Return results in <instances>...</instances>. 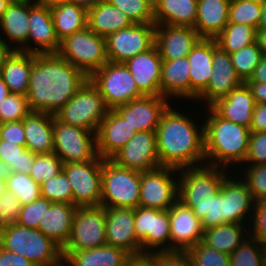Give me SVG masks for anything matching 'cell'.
Instances as JSON below:
<instances>
[{"instance_id":"obj_28","label":"cell","mask_w":266,"mask_h":266,"mask_svg":"<svg viewBox=\"0 0 266 266\" xmlns=\"http://www.w3.org/2000/svg\"><path fill=\"white\" fill-rule=\"evenodd\" d=\"M231 0H197L194 29L202 39H215L228 24Z\"/></svg>"},{"instance_id":"obj_70","label":"cell","mask_w":266,"mask_h":266,"mask_svg":"<svg viewBox=\"0 0 266 266\" xmlns=\"http://www.w3.org/2000/svg\"><path fill=\"white\" fill-rule=\"evenodd\" d=\"M10 4L7 0H0V19L3 16V13L6 11L7 6Z\"/></svg>"},{"instance_id":"obj_71","label":"cell","mask_w":266,"mask_h":266,"mask_svg":"<svg viewBox=\"0 0 266 266\" xmlns=\"http://www.w3.org/2000/svg\"><path fill=\"white\" fill-rule=\"evenodd\" d=\"M10 3H25V2H32L33 0H7Z\"/></svg>"},{"instance_id":"obj_38","label":"cell","mask_w":266,"mask_h":266,"mask_svg":"<svg viewBox=\"0 0 266 266\" xmlns=\"http://www.w3.org/2000/svg\"><path fill=\"white\" fill-rule=\"evenodd\" d=\"M244 228L246 226L233 223L207 228L204 229L202 242L210 248L230 255L250 234L246 233Z\"/></svg>"},{"instance_id":"obj_34","label":"cell","mask_w":266,"mask_h":266,"mask_svg":"<svg viewBox=\"0 0 266 266\" xmlns=\"http://www.w3.org/2000/svg\"><path fill=\"white\" fill-rule=\"evenodd\" d=\"M69 266H127L130 254L123 249L105 244L97 248L73 253H62Z\"/></svg>"},{"instance_id":"obj_20","label":"cell","mask_w":266,"mask_h":266,"mask_svg":"<svg viewBox=\"0 0 266 266\" xmlns=\"http://www.w3.org/2000/svg\"><path fill=\"white\" fill-rule=\"evenodd\" d=\"M201 39L192 27L156 25L155 45L163 61L187 57Z\"/></svg>"},{"instance_id":"obj_14","label":"cell","mask_w":266,"mask_h":266,"mask_svg":"<svg viewBox=\"0 0 266 266\" xmlns=\"http://www.w3.org/2000/svg\"><path fill=\"white\" fill-rule=\"evenodd\" d=\"M134 228L141 253L171 250L169 209L135 208Z\"/></svg>"},{"instance_id":"obj_18","label":"cell","mask_w":266,"mask_h":266,"mask_svg":"<svg viewBox=\"0 0 266 266\" xmlns=\"http://www.w3.org/2000/svg\"><path fill=\"white\" fill-rule=\"evenodd\" d=\"M212 79L207 88L197 97L205 100L210 107L218 99L226 97L232 90L244 82L237 75L229 53L223 51L213 39Z\"/></svg>"},{"instance_id":"obj_59","label":"cell","mask_w":266,"mask_h":266,"mask_svg":"<svg viewBox=\"0 0 266 266\" xmlns=\"http://www.w3.org/2000/svg\"><path fill=\"white\" fill-rule=\"evenodd\" d=\"M266 131V104L256 103L252 115L250 132Z\"/></svg>"},{"instance_id":"obj_19","label":"cell","mask_w":266,"mask_h":266,"mask_svg":"<svg viewBox=\"0 0 266 266\" xmlns=\"http://www.w3.org/2000/svg\"><path fill=\"white\" fill-rule=\"evenodd\" d=\"M107 244L123 249L130 255L141 253V244L134 228V209L105 208Z\"/></svg>"},{"instance_id":"obj_51","label":"cell","mask_w":266,"mask_h":266,"mask_svg":"<svg viewBox=\"0 0 266 266\" xmlns=\"http://www.w3.org/2000/svg\"><path fill=\"white\" fill-rule=\"evenodd\" d=\"M50 204V201L41 196L33 203L22 206L16 223L24 227L38 229L39 223L45 212L48 211Z\"/></svg>"},{"instance_id":"obj_23","label":"cell","mask_w":266,"mask_h":266,"mask_svg":"<svg viewBox=\"0 0 266 266\" xmlns=\"http://www.w3.org/2000/svg\"><path fill=\"white\" fill-rule=\"evenodd\" d=\"M163 60L156 45L137 54L124 64L132 74L138 90L144 96L161 95V71Z\"/></svg>"},{"instance_id":"obj_73","label":"cell","mask_w":266,"mask_h":266,"mask_svg":"<svg viewBox=\"0 0 266 266\" xmlns=\"http://www.w3.org/2000/svg\"><path fill=\"white\" fill-rule=\"evenodd\" d=\"M264 266H266V246H265V252H264Z\"/></svg>"},{"instance_id":"obj_55","label":"cell","mask_w":266,"mask_h":266,"mask_svg":"<svg viewBox=\"0 0 266 266\" xmlns=\"http://www.w3.org/2000/svg\"><path fill=\"white\" fill-rule=\"evenodd\" d=\"M248 165L266 163V131L251 132L249 138V149L245 159Z\"/></svg>"},{"instance_id":"obj_67","label":"cell","mask_w":266,"mask_h":266,"mask_svg":"<svg viewBox=\"0 0 266 266\" xmlns=\"http://www.w3.org/2000/svg\"><path fill=\"white\" fill-rule=\"evenodd\" d=\"M7 190L6 172L0 168V196Z\"/></svg>"},{"instance_id":"obj_60","label":"cell","mask_w":266,"mask_h":266,"mask_svg":"<svg viewBox=\"0 0 266 266\" xmlns=\"http://www.w3.org/2000/svg\"><path fill=\"white\" fill-rule=\"evenodd\" d=\"M127 266H158L156 251L130 255Z\"/></svg>"},{"instance_id":"obj_49","label":"cell","mask_w":266,"mask_h":266,"mask_svg":"<svg viewBox=\"0 0 266 266\" xmlns=\"http://www.w3.org/2000/svg\"><path fill=\"white\" fill-rule=\"evenodd\" d=\"M192 266H230L229 254L206 246L202 241L187 249Z\"/></svg>"},{"instance_id":"obj_65","label":"cell","mask_w":266,"mask_h":266,"mask_svg":"<svg viewBox=\"0 0 266 266\" xmlns=\"http://www.w3.org/2000/svg\"><path fill=\"white\" fill-rule=\"evenodd\" d=\"M68 2L74 3L75 5L90 9L102 0H67Z\"/></svg>"},{"instance_id":"obj_10","label":"cell","mask_w":266,"mask_h":266,"mask_svg":"<svg viewBox=\"0 0 266 266\" xmlns=\"http://www.w3.org/2000/svg\"><path fill=\"white\" fill-rule=\"evenodd\" d=\"M107 244L105 208L79 206L75 210L71 235L62 253H73Z\"/></svg>"},{"instance_id":"obj_63","label":"cell","mask_w":266,"mask_h":266,"mask_svg":"<svg viewBox=\"0 0 266 266\" xmlns=\"http://www.w3.org/2000/svg\"><path fill=\"white\" fill-rule=\"evenodd\" d=\"M1 37L3 36L0 35V77H1V70L3 65L5 64V61L14 51L13 45L12 46L9 45L7 41L4 40L5 38Z\"/></svg>"},{"instance_id":"obj_2","label":"cell","mask_w":266,"mask_h":266,"mask_svg":"<svg viewBox=\"0 0 266 266\" xmlns=\"http://www.w3.org/2000/svg\"><path fill=\"white\" fill-rule=\"evenodd\" d=\"M155 134L161 166L179 170L205 165L204 124L198 126L192 118L169 105Z\"/></svg>"},{"instance_id":"obj_66","label":"cell","mask_w":266,"mask_h":266,"mask_svg":"<svg viewBox=\"0 0 266 266\" xmlns=\"http://www.w3.org/2000/svg\"><path fill=\"white\" fill-rule=\"evenodd\" d=\"M9 93L10 91H9L7 84L0 77V103L2 102V100H4L8 96Z\"/></svg>"},{"instance_id":"obj_54","label":"cell","mask_w":266,"mask_h":266,"mask_svg":"<svg viewBox=\"0 0 266 266\" xmlns=\"http://www.w3.org/2000/svg\"><path fill=\"white\" fill-rule=\"evenodd\" d=\"M225 223V208H224V181L220 192L211 197L209 214L202 220V228L207 229Z\"/></svg>"},{"instance_id":"obj_22","label":"cell","mask_w":266,"mask_h":266,"mask_svg":"<svg viewBox=\"0 0 266 266\" xmlns=\"http://www.w3.org/2000/svg\"><path fill=\"white\" fill-rule=\"evenodd\" d=\"M28 53H58L61 42L54 27L50 7L30 2ZM33 42L37 47L29 46Z\"/></svg>"},{"instance_id":"obj_45","label":"cell","mask_w":266,"mask_h":266,"mask_svg":"<svg viewBox=\"0 0 266 266\" xmlns=\"http://www.w3.org/2000/svg\"><path fill=\"white\" fill-rule=\"evenodd\" d=\"M124 12L133 23L154 24L153 0H106Z\"/></svg>"},{"instance_id":"obj_64","label":"cell","mask_w":266,"mask_h":266,"mask_svg":"<svg viewBox=\"0 0 266 266\" xmlns=\"http://www.w3.org/2000/svg\"><path fill=\"white\" fill-rule=\"evenodd\" d=\"M256 42L258 47L262 50L263 55H266V29L258 28L256 30Z\"/></svg>"},{"instance_id":"obj_56","label":"cell","mask_w":266,"mask_h":266,"mask_svg":"<svg viewBox=\"0 0 266 266\" xmlns=\"http://www.w3.org/2000/svg\"><path fill=\"white\" fill-rule=\"evenodd\" d=\"M158 266H192L187 250L156 251Z\"/></svg>"},{"instance_id":"obj_4","label":"cell","mask_w":266,"mask_h":266,"mask_svg":"<svg viewBox=\"0 0 266 266\" xmlns=\"http://www.w3.org/2000/svg\"><path fill=\"white\" fill-rule=\"evenodd\" d=\"M228 173L224 168L206 164L179 169L178 200L202 221L209 214L211 197L220 192Z\"/></svg>"},{"instance_id":"obj_69","label":"cell","mask_w":266,"mask_h":266,"mask_svg":"<svg viewBox=\"0 0 266 266\" xmlns=\"http://www.w3.org/2000/svg\"><path fill=\"white\" fill-rule=\"evenodd\" d=\"M258 28L266 29V2L261 6V18Z\"/></svg>"},{"instance_id":"obj_40","label":"cell","mask_w":266,"mask_h":266,"mask_svg":"<svg viewBox=\"0 0 266 266\" xmlns=\"http://www.w3.org/2000/svg\"><path fill=\"white\" fill-rule=\"evenodd\" d=\"M215 40L223 51L232 54L256 42V29L246 24L228 23Z\"/></svg>"},{"instance_id":"obj_26","label":"cell","mask_w":266,"mask_h":266,"mask_svg":"<svg viewBox=\"0 0 266 266\" xmlns=\"http://www.w3.org/2000/svg\"><path fill=\"white\" fill-rule=\"evenodd\" d=\"M235 178L237 177L230 176L224 180L225 223L245 225L248 216L249 221L252 218V213L249 212H253L255 200L246 183L240 180L241 177L239 180Z\"/></svg>"},{"instance_id":"obj_30","label":"cell","mask_w":266,"mask_h":266,"mask_svg":"<svg viewBox=\"0 0 266 266\" xmlns=\"http://www.w3.org/2000/svg\"><path fill=\"white\" fill-rule=\"evenodd\" d=\"M25 146L33 153L54 151L53 114L31 112L23 119Z\"/></svg>"},{"instance_id":"obj_12","label":"cell","mask_w":266,"mask_h":266,"mask_svg":"<svg viewBox=\"0 0 266 266\" xmlns=\"http://www.w3.org/2000/svg\"><path fill=\"white\" fill-rule=\"evenodd\" d=\"M54 153L65 164L88 162L97 154L96 134L93 131L60 122L53 115Z\"/></svg>"},{"instance_id":"obj_58","label":"cell","mask_w":266,"mask_h":266,"mask_svg":"<svg viewBox=\"0 0 266 266\" xmlns=\"http://www.w3.org/2000/svg\"><path fill=\"white\" fill-rule=\"evenodd\" d=\"M0 266H36L22 255L8 252L0 247Z\"/></svg>"},{"instance_id":"obj_15","label":"cell","mask_w":266,"mask_h":266,"mask_svg":"<svg viewBox=\"0 0 266 266\" xmlns=\"http://www.w3.org/2000/svg\"><path fill=\"white\" fill-rule=\"evenodd\" d=\"M155 24L134 23L108 35L106 53L109 62L125 63L155 45Z\"/></svg>"},{"instance_id":"obj_39","label":"cell","mask_w":266,"mask_h":266,"mask_svg":"<svg viewBox=\"0 0 266 266\" xmlns=\"http://www.w3.org/2000/svg\"><path fill=\"white\" fill-rule=\"evenodd\" d=\"M36 155L26 146L0 140V168L5 172L29 174Z\"/></svg>"},{"instance_id":"obj_1","label":"cell","mask_w":266,"mask_h":266,"mask_svg":"<svg viewBox=\"0 0 266 266\" xmlns=\"http://www.w3.org/2000/svg\"><path fill=\"white\" fill-rule=\"evenodd\" d=\"M88 79L58 53L33 54L26 95L30 109L56 114Z\"/></svg>"},{"instance_id":"obj_43","label":"cell","mask_w":266,"mask_h":266,"mask_svg":"<svg viewBox=\"0 0 266 266\" xmlns=\"http://www.w3.org/2000/svg\"><path fill=\"white\" fill-rule=\"evenodd\" d=\"M234 69L239 78L245 83L252 76L255 68L263 56L262 50L257 42L241 48L239 51L230 54Z\"/></svg>"},{"instance_id":"obj_41","label":"cell","mask_w":266,"mask_h":266,"mask_svg":"<svg viewBox=\"0 0 266 266\" xmlns=\"http://www.w3.org/2000/svg\"><path fill=\"white\" fill-rule=\"evenodd\" d=\"M7 190L10 191L22 206L28 205L41 197V186L29 174L6 172Z\"/></svg>"},{"instance_id":"obj_8","label":"cell","mask_w":266,"mask_h":266,"mask_svg":"<svg viewBox=\"0 0 266 266\" xmlns=\"http://www.w3.org/2000/svg\"><path fill=\"white\" fill-rule=\"evenodd\" d=\"M108 111L99 90L88 79L54 116L60 122L96 133Z\"/></svg>"},{"instance_id":"obj_13","label":"cell","mask_w":266,"mask_h":266,"mask_svg":"<svg viewBox=\"0 0 266 266\" xmlns=\"http://www.w3.org/2000/svg\"><path fill=\"white\" fill-rule=\"evenodd\" d=\"M177 171L172 167L160 166L141 172L139 206L168 210L178 200L177 177L174 180Z\"/></svg>"},{"instance_id":"obj_46","label":"cell","mask_w":266,"mask_h":266,"mask_svg":"<svg viewBox=\"0 0 266 266\" xmlns=\"http://www.w3.org/2000/svg\"><path fill=\"white\" fill-rule=\"evenodd\" d=\"M63 164L54 152L37 154L29 175L41 185L57 176L62 171Z\"/></svg>"},{"instance_id":"obj_29","label":"cell","mask_w":266,"mask_h":266,"mask_svg":"<svg viewBox=\"0 0 266 266\" xmlns=\"http://www.w3.org/2000/svg\"><path fill=\"white\" fill-rule=\"evenodd\" d=\"M76 209L74 204L51 203L38 229L63 249L71 235Z\"/></svg>"},{"instance_id":"obj_3","label":"cell","mask_w":266,"mask_h":266,"mask_svg":"<svg viewBox=\"0 0 266 266\" xmlns=\"http://www.w3.org/2000/svg\"><path fill=\"white\" fill-rule=\"evenodd\" d=\"M204 123L205 164L227 169L244 164L249 149L250 128L221 118L211 107ZM236 163V164H235Z\"/></svg>"},{"instance_id":"obj_61","label":"cell","mask_w":266,"mask_h":266,"mask_svg":"<svg viewBox=\"0 0 266 266\" xmlns=\"http://www.w3.org/2000/svg\"><path fill=\"white\" fill-rule=\"evenodd\" d=\"M251 90L255 103L266 104V83L245 82Z\"/></svg>"},{"instance_id":"obj_31","label":"cell","mask_w":266,"mask_h":266,"mask_svg":"<svg viewBox=\"0 0 266 266\" xmlns=\"http://www.w3.org/2000/svg\"><path fill=\"white\" fill-rule=\"evenodd\" d=\"M29 11L30 2L10 3L0 19V30L16 45L14 50L28 52Z\"/></svg>"},{"instance_id":"obj_27","label":"cell","mask_w":266,"mask_h":266,"mask_svg":"<svg viewBox=\"0 0 266 266\" xmlns=\"http://www.w3.org/2000/svg\"><path fill=\"white\" fill-rule=\"evenodd\" d=\"M187 59L190 68V99L197 101L212 79L213 39H201Z\"/></svg>"},{"instance_id":"obj_16","label":"cell","mask_w":266,"mask_h":266,"mask_svg":"<svg viewBox=\"0 0 266 266\" xmlns=\"http://www.w3.org/2000/svg\"><path fill=\"white\" fill-rule=\"evenodd\" d=\"M110 160L120 167L139 172L160 167L155 132H137Z\"/></svg>"},{"instance_id":"obj_33","label":"cell","mask_w":266,"mask_h":266,"mask_svg":"<svg viewBox=\"0 0 266 266\" xmlns=\"http://www.w3.org/2000/svg\"><path fill=\"white\" fill-rule=\"evenodd\" d=\"M134 24L120 9L102 0L88 9L87 27L99 36L108 35Z\"/></svg>"},{"instance_id":"obj_21","label":"cell","mask_w":266,"mask_h":266,"mask_svg":"<svg viewBox=\"0 0 266 266\" xmlns=\"http://www.w3.org/2000/svg\"><path fill=\"white\" fill-rule=\"evenodd\" d=\"M171 250H187L203 239L202 221L177 200L169 208Z\"/></svg>"},{"instance_id":"obj_52","label":"cell","mask_w":266,"mask_h":266,"mask_svg":"<svg viewBox=\"0 0 266 266\" xmlns=\"http://www.w3.org/2000/svg\"><path fill=\"white\" fill-rule=\"evenodd\" d=\"M22 205L10 191L0 196V228L15 224L19 218Z\"/></svg>"},{"instance_id":"obj_62","label":"cell","mask_w":266,"mask_h":266,"mask_svg":"<svg viewBox=\"0 0 266 266\" xmlns=\"http://www.w3.org/2000/svg\"><path fill=\"white\" fill-rule=\"evenodd\" d=\"M246 82L266 83V55L262 56L260 63Z\"/></svg>"},{"instance_id":"obj_68","label":"cell","mask_w":266,"mask_h":266,"mask_svg":"<svg viewBox=\"0 0 266 266\" xmlns=\"http://www.w3.org/2000/svg\"><path fill=\"white\" fill-rule=\"evenodd\" d=\"M64 1H67V0H36V1L34 0L32 2H34L35 4H38V5L51 7L53 5L62 3Z\"/></svg>"},{"instance_id":"obj_36","label":"cell","mask_w":266,"mask_h":266,"mask_svg":"<svg viewBox=\"0 0 266 266\" xmlns=\"http://www.w3.org/2000/svg\"><path fill=\"white\" fill-rule=\"evenodd\" d=\"M32 64L33 53L14 50L7 58L1 70V78L10 93L27 95Z\"/></svg>"},{"instance_id":"obj_35","label":"cell","mask_w":266,"mask_h":266,"mask_svg":"<svg viewBox=\"0 0 266 266\" xmlns=\"http://www.w3.org/2000/svg\"><path fill=\"white\" fill-rule=\"evenodd\" d=\"M187 57L163 61L161 71V96L169 99H190V72Z\"/></svg>"},{"instance_id":"obj_7","label":"cell","mask_w":266,"mask_h":266,"mask_svg":"<svg viewBox=\"0 0 266 266\" xmlns=\"http://www.w3.org/2000/svg\"><path fill=\"white\" fill-rule=\"evenodd\" d=\"M58 54L88 78L108 62L105 37L88 27L62 40Z\"/></svg>"},{"instance_id":"obj_42","label":"cell","mask_w":266,"mask_h":266,"mask_svg":"<svg viewBox=\"0 0 266 266\" xmlns=\"http://www.w3.org/2000/svg\"><path fill=\"white\" fill-rule=\"evenodd\" d=\"M264 252L265 246L248 236L247 240L229 255L230 266H264Z\"/></svg>"},{"instance_id":"obj_74","label":"cell","mask_w":266,"mask_h":266,"mask_svg":"<svg viewBox=\"0 0 266 266\" xmlns=\"http://www.w3.org/2000/svg\"><path fill=\"white\" fill-rule=\"evenodd\" d=\"M58 266H68V265H64V261L60 264V265H58Z\"/></svg>"},{"instance_id":"obj_37","label":"cell","mask_w":266,"mask_h":266,"mask_svg":"<svg viewBox=\"0 0 266 266\" xmlns=\"http://www.w3.org/2000/svg\"><path fill=\"white\" fill-rule=\"evenodd\" d=\"M56 35L61 42L66 37L87 28L88 10L64 1L50 7Z\"/></svg>"},{"instance_id":"obj_6","label":"cell","mask_w":266,"mask_h":266,"mask_svg":"<svg viewBox=\"0 0 266 266\" xmlns=\"http://www.w3.org/2000/svg\"><path fill=\"white\" fill-rule=\"evenodd\" d=\"M141 172L118 166L110 159H103L102 195L104 208H137L140 199Z\"/></svg>"},{"instance_id":"obj_32","label":"cell","mask_w":266,"mask_h":266,"mask_svg":"<svg viewBox=\"0 0 266 266\" xmlns=\"http://www.w3.org/2000/svg\"><path fill=\"white\" fill-rule=\"evenodd\" d=\"M154 24L194 28L197 0H153Z\"/></svg>"},{"instance_id":"obj_57","label":"cell","mask_w":266,"mask_h":266,"mask_svg":"<svg viewBox=\"0 0 266 266\" xmlns=\"http://www.w3.org/2000/svg\"><path fill=\"white\" fill-rule=\"evenodd\" d=\"M0 138L3 141L25 146L26 139L24 134L23 121L2 123L0 129Z\"/></svg>"},{"instance_id":"obj_53","label":"cell","mask_w":266,"mask_h":266,"mask_svg":"<svg viewBox=\"0 0 266 266\" xmlns=\"http://www.w3.org/2000/svg\"><path fill=\"white\" fill-rule=\"evenodd\" d=\"M253 218L248 225L251 224L253 228H249V232H252L249 237L256 239L264 246H266V198H262L255 201L253 209ZM253 224V225H252Z\"/></svg>"},{"instance_id":"obj_17","label":"cell","mask_w":266,"mask_h":266,"mask_svg":"<svg viewBox=\"0 0 266 266\" xmlns=\"http://www.w3.org/2000/svg\"><path fill=\"white\" fill-rule=\"evenodd\" d=\"M168 106V99L161 95L142 96L113 110L137 132H155L161 115Z\"/></svg>"},{"instance_id":"obj_47","label":"cell","mask_w":266,"mask_h":266,"mask_svg":"<svg viewBox=\"0 0 266 266\" xmlns=\"http://www.w3.org/2000/svg\"><path fill=\"white\" fill-rule=\"evenodd\" d=\"M40 186L41 196L51 203L73 204L71 185L63 171Z\"/></svg>"},{"instance_id":"obj_50","label":"cell","mask_w":266,"mask_h":266,"mask_svg":"<svg viewBox=\"0 0 266 266\" xmlns=\"http://www.w3.org/2000/svg\"><path fill=\"white\" fill-rule=\"evenodd\" d=\"M245 167L247 169L244 168L242 175L245 178L242 180L246 183L254 200L266 198V163L249 166L246 164Z\"/></svg>"},{"instance_id":"obj_48","label":"cell","mask_w":266,"mask_h":266,"mask_svg":"<svg viewBox=\"0 0 266 266\" xmlns=\"http://www.w3.org/2000/svg\"><path fill=\"white\" fill-rule=\"evenodd\" d=\"M31 112L26 95L9 93L0 103V123L23 121Z\"/></svg>"},{"instance_id":"obj_24","label":"cell","mask_w":266,"mask_h":266,"mask_svg":"<svg viewBox=\"0 0 266 266\" xmlns=\"http://www.w3.org/2000/svg\"><path fill=\"white\" fill-rule=\"evenodd\" d=\"M137 133L136 129L110 109L96 131L97 154L110 159Z\"/></svg>"},{"instance_id":"obj_11","label":"cell","mask_w":266,"mask_h":266,"mask_svg":"<svg viewBox=\"0 0 266 266\" xmlns=\"http://www.w3.org/2000/svg\"><path fill=\"white\" fill-rule=\"evenodd\" d=\"M102 164L99 155L88 162H68L62 171L70 182L73 204L79 206H99L102 195Z\"/></svg>"},{"instance_id":"obj_25","label":"cell","mask_w":266,"mask_h":266,"mask_svg":"<svg viewBox=\"0 0 266 266\" xmlns=\"http://www.w3.org/2000/svg\"><path fill=\"white\" fill-rule=\"evenodd\" d=\"M255 104L251 90L246 83H243L210 107L221 118L250 128Z\"/></svg>"},{"instance_id":"obj_9","label":"cell","mask_w":266,"mask_h":266,"mask_svg":"<svg viewBox=\"0 0 266 266\" xmlns=\"http://www.w3.org/2000/svg\"><path fill=\"white\" fill-rule=\"evenodd\" d=\"M89 79L109 110L144 96L124 63L108 61Z\"/></svg>"},{"instance_id":"obj_5","label":"cell","mask_w":266,"mask_h":266,"mask_svg":"<svg viewBox=\"0 0 266 266\" xmlns=\"http://www.w3.org/2000/svg\"><path fill=\"white\" fill-rule=\"evenodd\" d=\"M0 247L22 255L36 266H58L63 262L62 249L39 229L17 223L0 228Z\"/></svg>"},{"instance_id":"obj_72","label":"cell","mask_w":266,"mask_h":266,"mask_svg":"<svg viewBox=\"0 0 266 266\" xmlns=\"http://www.w3.org/2000/svg\"><path fill=\"white\" fill-rule=\"evenodd\" d=\"M254 1L256 3H260V4H264L266 2V0H251Z\"/></svg>"},{"instance_id":"obj_44","label":"cell","mask_w":266,"mask_h":266,"mask_svg":"<svg viewBox=\"0 0 266 266\" xmlns=\"http://www.w3.org/2000/svg\"><path fill=\"white\" fill-rule=\"evenodd\" d=\"M262 4L251 0H231L228 23L246 24L258 29Z\"/></svg>"}]
</instances>
